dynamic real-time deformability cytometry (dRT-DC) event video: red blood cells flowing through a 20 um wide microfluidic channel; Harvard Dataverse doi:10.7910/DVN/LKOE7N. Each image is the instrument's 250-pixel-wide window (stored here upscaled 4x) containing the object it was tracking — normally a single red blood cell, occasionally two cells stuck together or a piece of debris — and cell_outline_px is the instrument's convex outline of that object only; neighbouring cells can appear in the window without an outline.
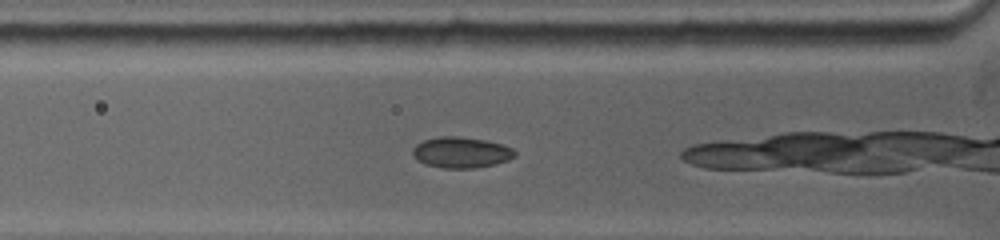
{"species": "common noctule bat (a hibernating species)", "species_latin": "Nyctalus noctula", "temperature_condition": "warm", "stored_images_in_passage": 16, "camera_frame_rate_fps": 5000, "um_per_image_px": 0.085, "animal": {"sex": "female", "body_mass_g": 19.0, "forearm_length_mm": 53.3}, "frame": {"image": 1, "passage_image": 4, "time_ms": 1.2, "image_size_px": [1000, 240], "cell_outline_px": [[516, 156], [508, 160], [492, 164], [472, 168], [440, 168], [424, 164], [412, 152], [412, 148], [416, 144], [424, 140], [436, 136], [460, 136], [488, 140], [512, 148], [516, 152]], "centroid_in_image_um": [39.19, 12.94], "position_along_channel_um": 86.6, "area_um2": 18.38}}
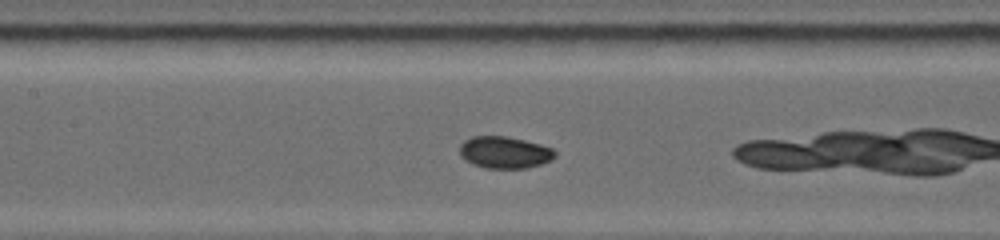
{"frame": {"image": 2, "passage_image": 9, "time_ms": 3.2, "image_size_px": [1000, 240], "cell_outline_px": [[556, 156], [552, 160], [528, 168], [484, 168], [472, 164], [464, 160], [460, 156], [460, 144], [464, 140], [472, 136], [508, 136], [540, 144], [552, 148], [556, 152]], "centroid_in_image_um": [42.88, 12.95], "position_along_channel_um": 164.5, "area_um2": 17.92}}
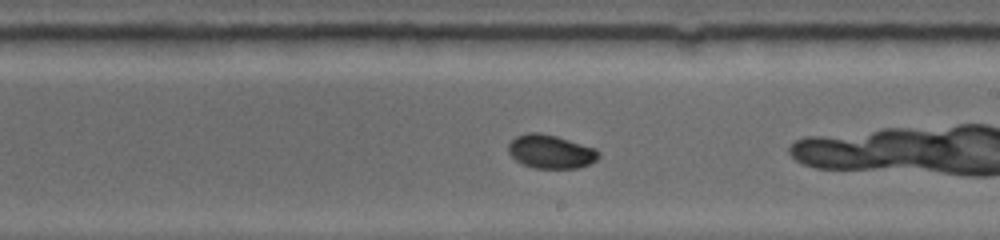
{"frame": {"image": 3, "passage_image": 14, "time_ms": 5.2, "image_size_px": [1000, 240], "cell_outline_px": [[600, 156], [596, 160], [588, 164], [576, 168], [532, 168], [520, 164], [508, 152], [508, 144], [516, 136], [528, 132], [540, 132], [556, 136], [596, 148], [600, 152]], "centroid_in_image_um": [46.79, 12.88], "position_along_channel_um": 242.2, "area_um2": 17.8}}